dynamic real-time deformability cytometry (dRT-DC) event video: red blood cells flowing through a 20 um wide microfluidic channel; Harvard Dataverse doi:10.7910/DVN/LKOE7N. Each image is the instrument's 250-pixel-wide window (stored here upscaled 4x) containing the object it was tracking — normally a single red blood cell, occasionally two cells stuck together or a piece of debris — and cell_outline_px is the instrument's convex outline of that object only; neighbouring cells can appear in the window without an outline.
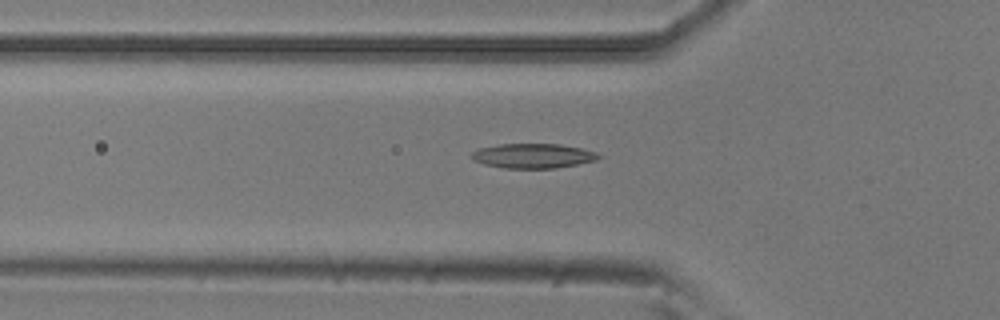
{"species": "common noctule bat (a hibernating species)", "species_latin": "Nyctalus noctula", "temperature_condition": "room temperature", "stored_images_in_passage": 4, "segment_of_instrument_passage": [2, 2], "camera_frame_rate_fps": 3000, "um_per_image_px": 0.085, "animal": {"sex": "male", "body_mass_g": 20.5, "forearm_length_mm": 52.5}, "frame": {"image": 1, "passage_image": 4, "time_ms": 1.0, "image_size_px": [1000, 320], "cell_outline_px": [[600, 156], [596, 160], [576, 164], [552, 168], [504, 168], [484, 164], [472, 160], [472, 152], [480, 148], [500, 144], [560, 144], [580, 148], [596, 152]], "centroid_in_image_um": [45.28, 13.24], "position_along_channel_um": 80.5, "area_um2": 17.98}}